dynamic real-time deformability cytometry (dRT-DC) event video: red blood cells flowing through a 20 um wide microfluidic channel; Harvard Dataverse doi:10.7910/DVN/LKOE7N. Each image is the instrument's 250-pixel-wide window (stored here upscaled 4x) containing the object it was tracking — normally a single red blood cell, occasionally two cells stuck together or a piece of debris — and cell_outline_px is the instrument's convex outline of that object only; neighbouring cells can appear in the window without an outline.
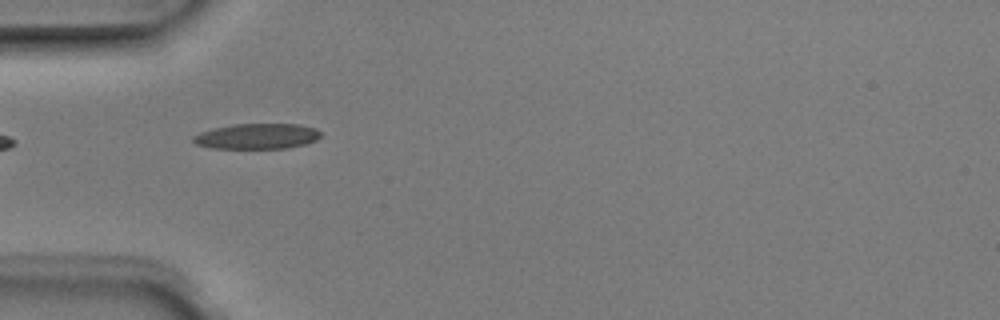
{"species": "Egyptian fruit bat (a non-hibernating species)", "species_latin": "Rousettus aegyptiacus", "temperature_condition": "room temperature", "stored_images_in_passage": 5, "segment_of_instrument_passage": [2, 2], "camera_frame_rate_fps": 3000, "um_per_image_px": 0.085, "animal": {"sex": "male"}, "frame": {"image": 1, "passage_image": 4, "time_ms": 1.0, "image_size_px": [1000, 320], "cell_outline_px": [[320, 136], [316, 140], [304, 144], [288, 148], [212, 148], [196, 144], [192, 140], [192, 136], [200, 132], [212, 128], [232, 124], [300, 124], [316, 128], [320, 132]], "centroid_in_image_um": [21.83, 11.57], "position_along_channel_um": 63.2, "area_um2": 18.96}}
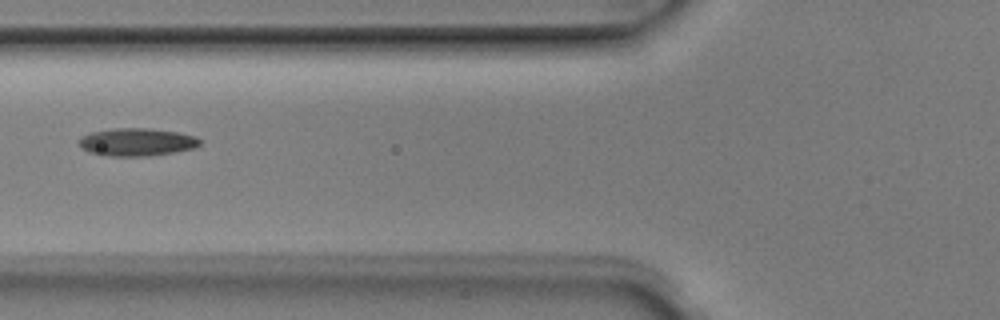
{"frame": {"image": 2, "passage_image": 5, "time_ms": 1.333, "image_size_px": [1000, 320], "cell_outline_px": [[200, 144], [196, 148], [148, 156], [104, 156], [88, 152], [80, 144], [80, 140], [84, 136], [92, 132], [116, 128], [148, 128], [176, 132], [196, 136], [200, 140]], "centroid_in_image_um": [11.66, 12.08], "position_along_channel_um": 114.1, "area_um2": 19.36}}